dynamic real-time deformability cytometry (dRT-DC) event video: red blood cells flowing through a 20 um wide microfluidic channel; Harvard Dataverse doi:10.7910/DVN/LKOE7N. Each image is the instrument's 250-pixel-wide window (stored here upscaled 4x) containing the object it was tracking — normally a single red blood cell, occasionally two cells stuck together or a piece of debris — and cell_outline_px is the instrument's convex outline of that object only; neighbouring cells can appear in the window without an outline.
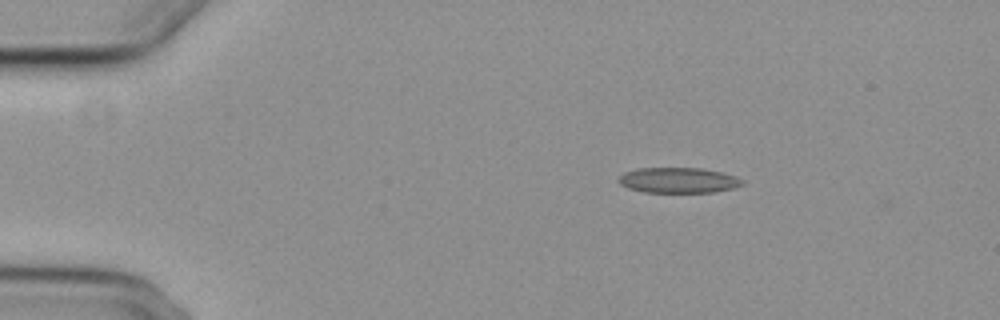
{"species": "common noctule bat (a hibernating species)", "species_latin": "Nyctalus noctula", "temperature_condition": "cold", "stored_images_in_passage": 7, "camera_frame_rate_fps": 3000, "um_per_image_px": 0.085, "animal": {"sex": "female", "body_mass_g": 29.2, "forearm_length_mm": 56.3}, "frame": {"image": 1, "passage_image": 2, "time_ms": 2.333, "image_size_px": [1000, 320], "cell_outline_px": [[744, 184], [732, 188], [712, 192], [644, 192], [628, 188], [620, 184], [620, 176], [624, 172], [636, 168], [700, 168], [720, 172], [736, 176], [744, 180]], "centroid_in_image_um": [57.66, 15.32], "position_along_channel_um": 27.3, "area_um2": 18.21}}